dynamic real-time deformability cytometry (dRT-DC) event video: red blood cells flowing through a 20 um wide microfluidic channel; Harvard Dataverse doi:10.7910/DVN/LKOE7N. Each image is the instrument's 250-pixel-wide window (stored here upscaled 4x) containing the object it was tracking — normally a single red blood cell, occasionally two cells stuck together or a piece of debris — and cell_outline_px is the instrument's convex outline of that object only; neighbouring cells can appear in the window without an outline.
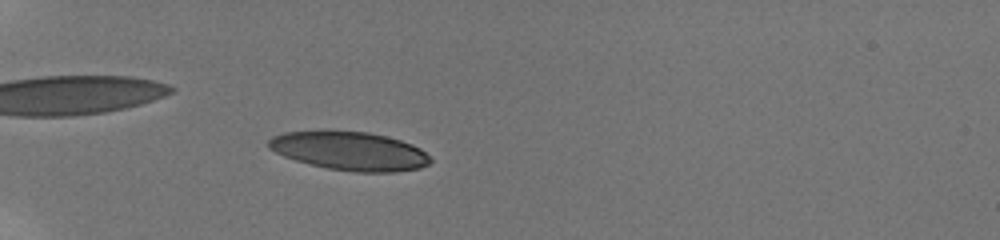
{"species": "human", "species_latin": "Homo sapiens", "temperature_condition": "room temperature", "stored_images_in_passage": 53, "camera_frame_rate_fps": 3000, "um_per_image_px": 0.085, "donor": {"sex": "male"}, "frame": {"image": 1, "passage_image": 16, "time_ms": 5.0, "image_size_px": [1000, 240], "cell_outline_px": [[432, 160], [428, 164], [420, 168], [396, 172], [356, 172], [328, 168], [296, 160], [284, 156], [268, 148], [268, 140], [272, 136], [284, 132], [368, 132], [388, 136], [412, 144], [420, 148]], "centroid_in_image_um": [29.75, 12.85], "position_along_channel_um": 55.2, "area_um2": 35.89}}
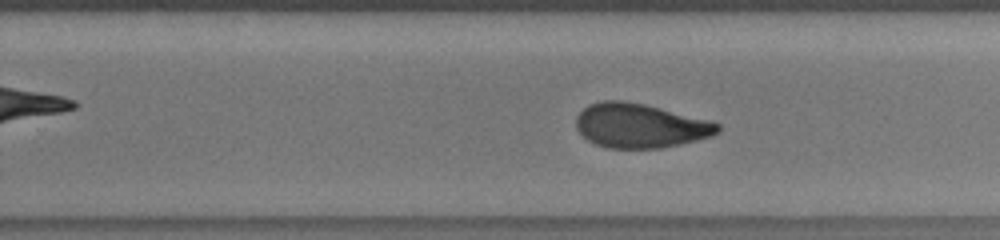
{"frame": {"image": 2, "passage_image": 36, "time_ms": 11.667, "image_size_px": [1000, 240], "cell_outline_px": [[720, 132], [712, 136], [680, 144], [660, 148], [608, 148], [596, 144], [588, 140], [576, 128], [576, 116], [588, 104], [600, 100], [624, 100], [644, 104], [712, 120], [720, 124]], "centroid_in_image_um": [54.42, 10.67], "position_along_channel_um": 275.4, "area_um2": 36.76}}
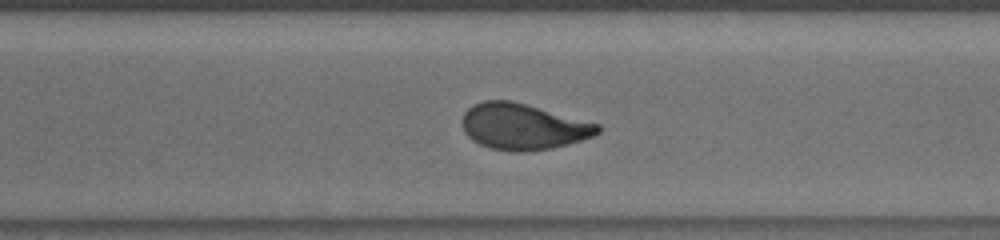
{"frame": {"image": 3, "passage_image": 40, "time_ms": 13.0, "image_size_px": [1000, 240], "cell_outline_px": [[600, 132], [592, 136], [568, 144], [552, 148], [520, 152], [516, 152], [488, 148], [472, 140], [464, 132], [460, 124], [464, 112], [472, 104], [484, 100], [512, 100], [600, 124]], "centroid_in_image_um": [44.42, 10.75], "position_along_channel_um": 326.2, "area_um2": 36.59}, "authors_computed_cell_mechanics": {"area_um2": 36.1828, "velocity_mm_per_s": 3.8131, "shape_relaxation_time_tau1_ms": null, "shape_relaxation_time_tau2_ms": 1.775, "deformation_change_tau1": null, "deformation_change_tau2": 0.0783}}